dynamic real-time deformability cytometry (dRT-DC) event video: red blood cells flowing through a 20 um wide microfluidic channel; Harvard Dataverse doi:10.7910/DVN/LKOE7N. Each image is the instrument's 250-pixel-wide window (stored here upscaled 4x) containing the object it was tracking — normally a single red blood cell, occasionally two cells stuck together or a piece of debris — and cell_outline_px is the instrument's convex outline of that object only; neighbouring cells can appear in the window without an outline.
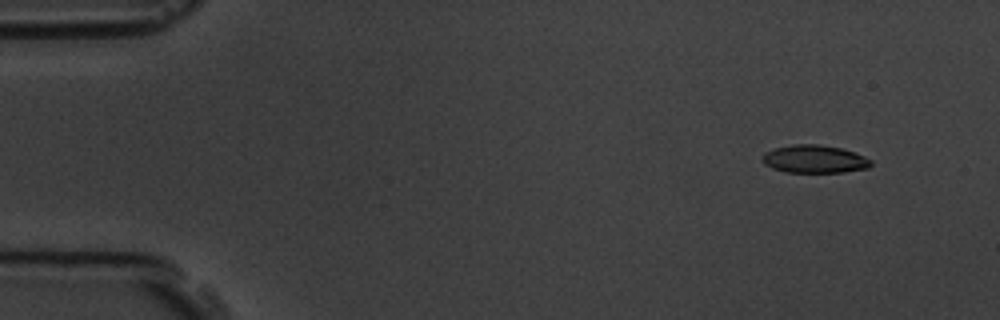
{"species": "common noctule bat (a hibernating species)", "species_latin": "Nyctalus noctula", "temperature_condition": "room temperature", "stored_images_in_passage": 8, "camera_frame_rate_fps": 3000, "um_per_image_px": 0.085, "animal": {"sex": "male", "body_mass_g": 19.5, "forearm_length_mm": 54.6}, "frame": {"image": 1, "passage_image": 1, "time_ms": 0.0, "image_size_px": [1000, 320], "cell_outline_px": [[872, 164], [868, 168], [844, 172], [784, 172], [772, 168], [764, 164], [764, 152], [776, 148], [792, 144], [820, 144], [840, 148], [864, 156], [872, 160]], "centroid_in_image_um": [69.24, 13.52], "position_along_channel_um": 15.8, "area_um2": 17.57}}
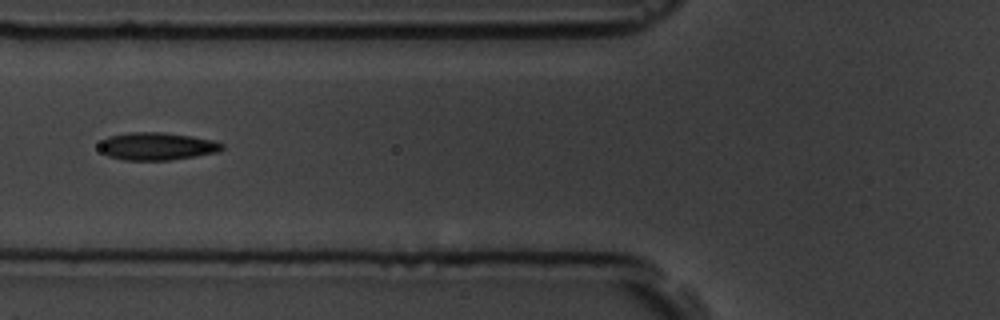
{"frame": {"image": 2, "passage_image": 6, "time_ms": 5.667, "image_size_px": [1000, 320], "cell_outline_px": [[224, 148], [220, 152], [172, 160], [124, 160], [108, 156], [100, 148], [100, 144], [108, 136], [132, 132], [164, 132], [192, 136], [212, 140], [224, 144]], "centroid_in_image_um": [13.4, 12.43], "position_along_channel_um": 112.4, "area_um2": 19.77}}
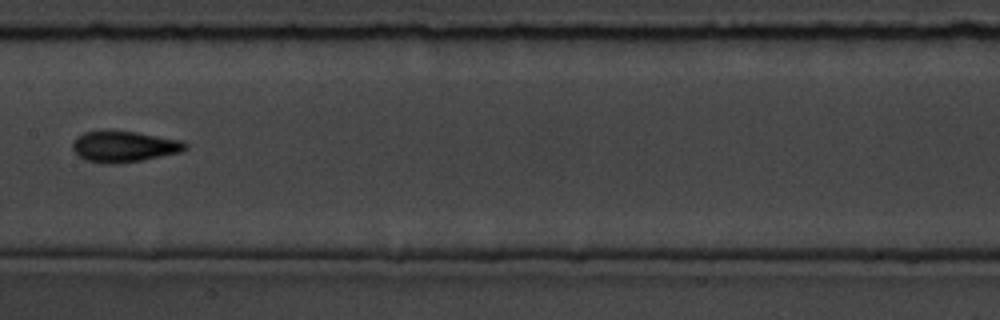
{"frame": {"image": 3, "passage_image": 8, "time_ms": 8.0, "image_size_px": [1000, 320], "cell_outline_px": [[188, 148], [180, 152], [144, 160], [116, 164], [104, 164], [84, 160], [72, 148], [72, 144], [76, 136], [84, 132], [136, 132], [184, 140], [188, 144]], "centroid_in_image_um": [10.59, 12.48], "position_along_channel_um": 196.8, "area_um2": 20.35}}